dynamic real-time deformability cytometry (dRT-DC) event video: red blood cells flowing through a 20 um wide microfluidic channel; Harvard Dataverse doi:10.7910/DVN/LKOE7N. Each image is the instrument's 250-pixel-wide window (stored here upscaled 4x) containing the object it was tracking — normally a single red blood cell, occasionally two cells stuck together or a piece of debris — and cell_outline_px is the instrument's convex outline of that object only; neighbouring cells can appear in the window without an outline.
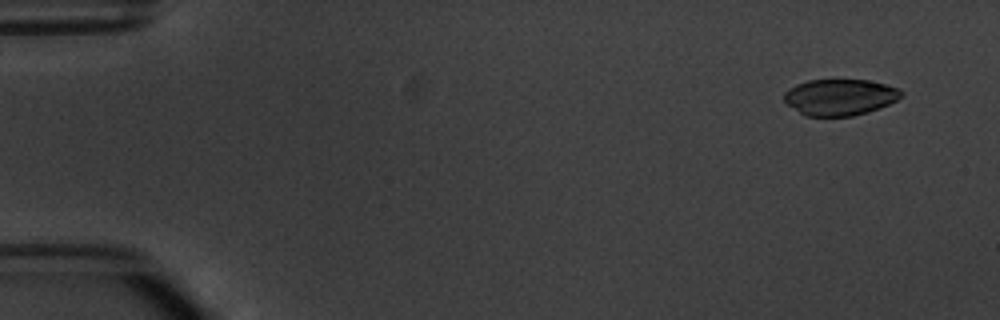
{"species": "common noctule bat (a hibernating species)", "species_latin": "Nyctalus noctula", "temperature_condition": "warm", "stored_images_in_passage": 5, "camera_frame_rate_fps": 3000, "um_per_image_px": 0.085, "animal": {"sex": "male", "body_mass_g": 20.1, "forearm_length_mm": 53.5}, "frame": {"image": 1, "passage_image": 1, "time_ms": 0.0, "image_size_px": [1000, 320], "cell_outline_px": [[904, 96], [880, 108], [868, 112], [852, 116], [804, 116], [788, 104], [784, 100], [784, 92], [788, 88], [796, 84], [808, 80], [832, 76], [868, 80], [888, 84], [900, 88], [904, 92]], "centroid_in_image_um": [71.41, 8.2], "position_along_channel_um": 13.6, "area_um2": 25.89}}
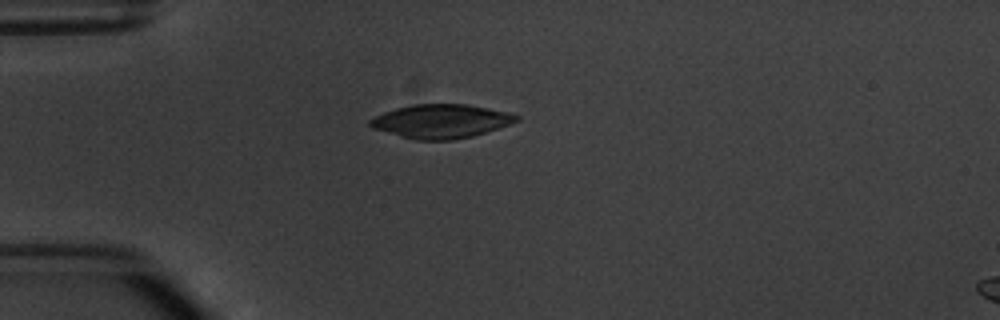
{"frame": {"image": 2, "passage_image": 4, "time_ms": 3.667, "image_size_px": [1000, 320], "cell_outline_px": [[520, 120], [472, 136], [452, 140], [416, 140], [400, 136], [372, 128], [368, 124], [368, 120], [384, 112], [396, 108], [416, 104], [468, 104], [508, 112], [520, 116]], "centroid_in_image_um": [37.47, 10.3], "position_along_channel_um": 47.5, "area_um2": 28.61}}